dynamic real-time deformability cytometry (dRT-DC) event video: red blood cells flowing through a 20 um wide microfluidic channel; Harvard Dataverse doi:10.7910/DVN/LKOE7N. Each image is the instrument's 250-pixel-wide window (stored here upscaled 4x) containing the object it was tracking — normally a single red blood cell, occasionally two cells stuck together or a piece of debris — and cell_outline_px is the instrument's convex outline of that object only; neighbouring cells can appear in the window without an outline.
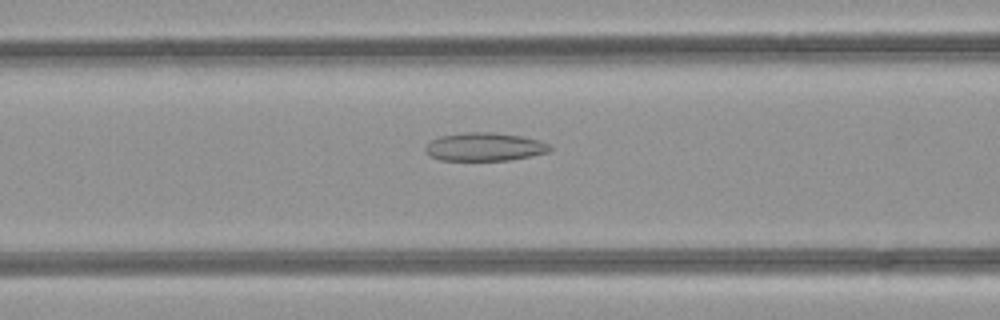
{"species": "common noctule bat (a hibernating species)", "species_latin": "Nyctalus noctula", "temperature_condition": "room temperature", "stored_images_in_passage": 31, "camera_frame_rate_fps": 3000, "um_per_image_px": 0.085, "animal": {"sex": "female", "body_mass_g": 21.9}, "frame": {"image": 1, "passage_image": 7, "time_ms": 2.0, "image_size_px": [1000, 320], "cell_outline_px": [[552, 148], [548, 152], [508, 160], [440, 160], [428, 156], [424, 152], [424, 148], [432, 140], [440, 136], [464, 132], [492, 132], [520, 136], [540, 140], [548, 144]], "centroid_in_image_um": [41.14, 12.48], "position_along_channel_um": 125.5, "area_um2": 20.46}}
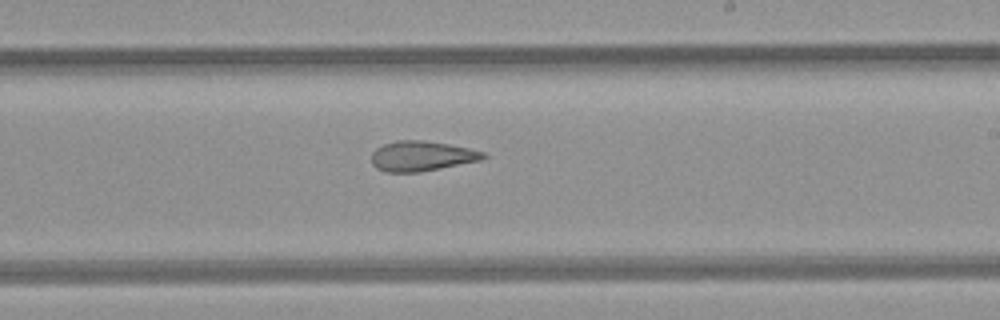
{"frame": {"image": 2, "passage_image": 16, "time_ms": 5.0, "image_size_px": [1000, 320], "cell_outline_px": [[488, 156], [480, 160], [420, 172], [384, 172], [376, 168], [372, 164], [372, 152], [376, 148], [384, 144], [396, 140], [424, 140], [448, 144], [468, 148], [484, 152]], "centroid_in_image_um": [35.81, 13.26], "position_along_channel_um": 253.2, "area_um2": 19.54}}
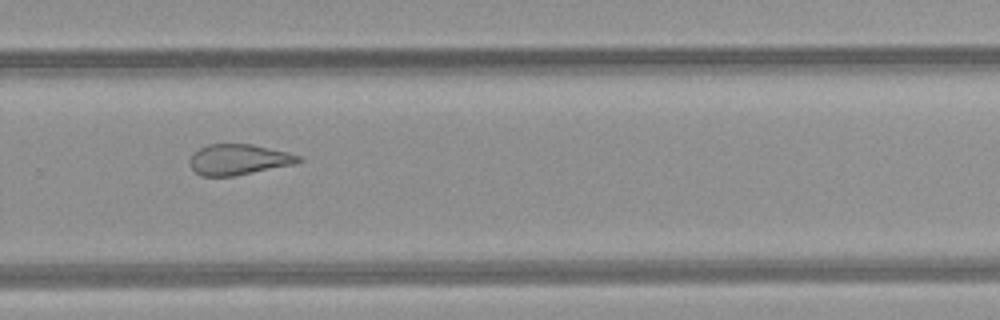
{"frame": {"image": 3, "passage_image": 20, "time_ms": 6.333, "image_size_px": [1000, 320], "cell_outline_px": [[304, 160], [296, 164], [232, 176], [200, 176], [192, 168], [188, 160], [200, 148], [208, 144], [252, 144], [288, 152], [300, 156]], "centroid_in_image_um": [20.31, 13.56], "position_along_channel_um": 309.5, "area_um2": 19.36}, "authors_computed_cell_mechanics": {"area_um2": 20.4612, "velocity_mm_per_s": 4.2583, "shape_relaxation_time_tau1_ms": null, "shape_relaxation_time_tau2_ms": 2.8063, "deformation_change_tau1": null, "deformation_change_tau2": 0.1196}}